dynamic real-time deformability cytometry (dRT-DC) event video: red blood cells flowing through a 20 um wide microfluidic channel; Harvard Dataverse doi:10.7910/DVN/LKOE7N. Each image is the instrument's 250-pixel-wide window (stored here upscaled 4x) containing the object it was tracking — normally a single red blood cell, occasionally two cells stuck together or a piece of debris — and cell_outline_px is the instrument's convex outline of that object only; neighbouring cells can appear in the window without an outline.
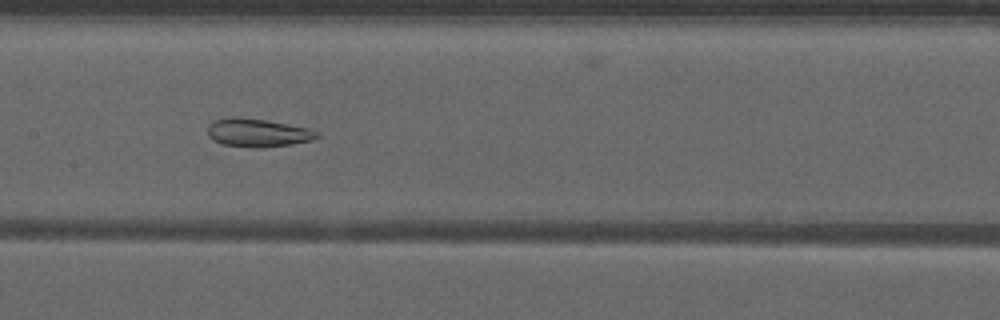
{"species": "common noctule bat (a hibernating species)", "species_latin": "Nyctalus noctula", "temperature_condition": "warm", "stored_images_in_passage": 42, "camera_frame_rate_fps": 3000, "um_per_image_px": 0.085, "animal": {"sex": "male", "forearm_length_mm": 52.5}, "frame": {"image": 1, "passage_image": 16, "time_ms": 5.0, "image_size_px": [1000, 320], "cell_outline_px": [[320, 136], [312, 140], [264, 148], [260, 148], [224, 144], [212, 140], [208, 136], [208, 124], [216, 120], [232, 116], [264, 120], [308, 128], [320, 132]], "centroid_in_image_um": [21.9, 11.28], "position_along_channel_um": 185.5, "area_um2": 17.8}}
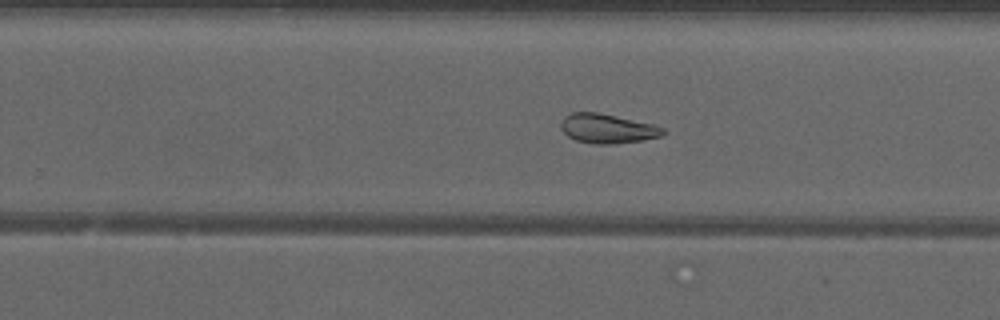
{"frame": {"image": 2, "passage_image": 23, "time_ms": 7.333, "image_size_px": [1000, 320], "cell_outline_px": [[664, 132], [660, 136], [640, 140], [612, 144], [596, 144], [576, 140], [568, 136], [560, 128], [560, 124], [564, 116], [572, 112], [596, 112], [652, 124], [664, 128]], "centroid_in_image_um": [51.57, 10.92], "position_along_channel_um": 278.2, "area_um2": 17.17}}
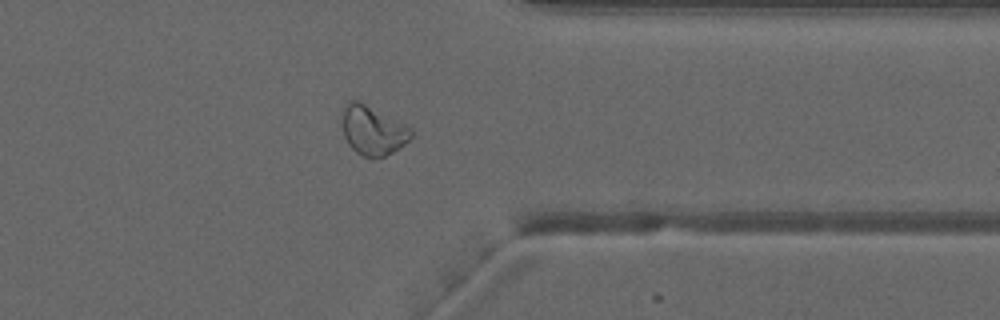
{"frame": {"image": 3, "passage_image": 31, "time_ms": 10.0, "image_size_px": [1000, 320], "cell_outline_px": [[412, 136], [400, 148], [384, 156], [360, 156], [348, 144], [344, 136], [340, 116], [344, 104], [348, 100], [360, 100], [408, 128], [412, 132]], "centroid_in_image_um": [31.59, 11.06], "position_along_channel_um": 379.8, "area_um2": 19.54}, "authors_computed_cell_mechanics": {"area_um2": 19.9699, "velocity_mm_per_s": 3.9851, "shape_relaxation_time_tau1_ms": null, "shape_relaxation_time_tau2_ms": 1.7445, "deformation_change_tau1": null, "deformation_change_tau2": 0.0749}}